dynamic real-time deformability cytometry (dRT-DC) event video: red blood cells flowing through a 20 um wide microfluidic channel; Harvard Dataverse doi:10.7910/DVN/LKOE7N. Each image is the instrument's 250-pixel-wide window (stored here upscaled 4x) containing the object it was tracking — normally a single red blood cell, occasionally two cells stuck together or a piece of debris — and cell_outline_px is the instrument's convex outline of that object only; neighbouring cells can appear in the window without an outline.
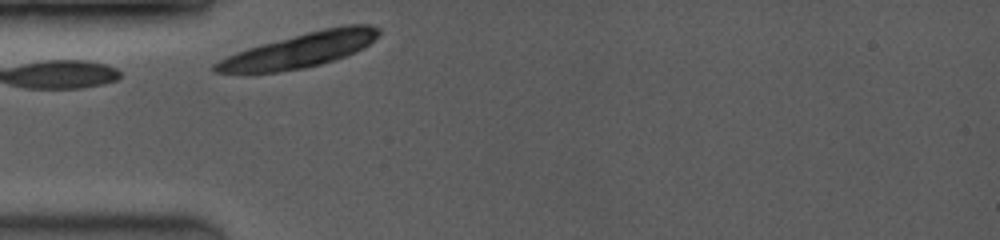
{"species": "common noctule bat (a hibernating species)", "species_latin": "Nyctalus noctula", "temperature_condition": "room temperature", "stored_images_in_passage": 1, "camera_frame_rate_fps": 3500, "um_per_image_px": 0.085, "animal": {"sex": "female", "body_mass_g": 19.0, "forearm_length_mm": 53.3}, "frame": {"image": 1, "passage_image": 1, "time_ms": 0.0, "image_size_px": [1000, 240], "cell_outline_px": [[380, 32], [364, 48], [356, 52], [320, 64], [304, 68], [276, 72], [212, 72], [212, 64], [236, 52], [248, 48], [308, 32], [324, 28], [344, 24], [368, 24], [380, 28]], "centroid_in_image_um": [25.51, 4.26], "position_along_channel_um": 59.5, "area_um2": 32.31}}